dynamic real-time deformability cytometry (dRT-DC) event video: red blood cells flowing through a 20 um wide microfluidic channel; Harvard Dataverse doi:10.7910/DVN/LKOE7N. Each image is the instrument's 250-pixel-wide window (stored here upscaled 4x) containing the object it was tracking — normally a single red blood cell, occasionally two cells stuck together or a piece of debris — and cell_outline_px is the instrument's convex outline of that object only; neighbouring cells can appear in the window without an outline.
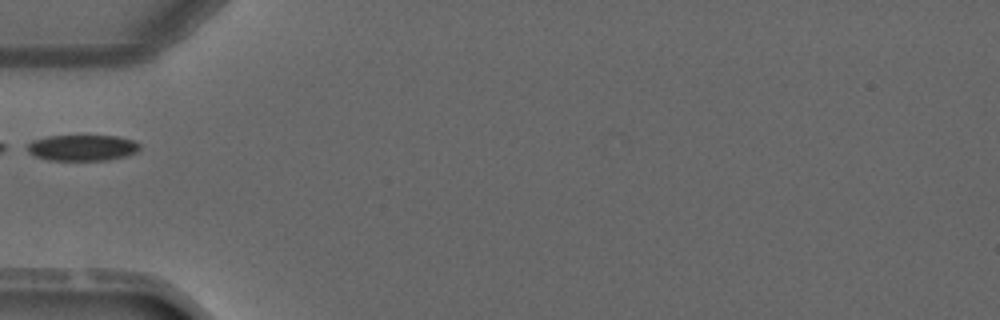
{"species": "common noctule bat (a hibernating species)", "species_latin": "Nyctalus noctula", "temperature_condition": "warm", "stored_images_in_passage": 2, "segment_of_instrument_passage": [2, 2], "camera_frame_rate_fps": 3000, "um_per_image_px": 0.085, "animal": {"sex": "male", "forearm_length_mm": 52.5}, "frame": {"image": 1, "passage_image": 2, "time_ms": 1.333, "image_size_px": [1000, 320], "cell_outline_px": [[140, 148], [136, 152], [124, 156], [108, 160], [48, 160], [36, 156], [28, 152], [28, 144], [32, 140], [48, 136], [116, 136], [132, 140], [140, 144]], "centroid_in_image_um": [6.99, 12.56], "position_along_channel_um": 78.0, "area_um2": 16.88}}